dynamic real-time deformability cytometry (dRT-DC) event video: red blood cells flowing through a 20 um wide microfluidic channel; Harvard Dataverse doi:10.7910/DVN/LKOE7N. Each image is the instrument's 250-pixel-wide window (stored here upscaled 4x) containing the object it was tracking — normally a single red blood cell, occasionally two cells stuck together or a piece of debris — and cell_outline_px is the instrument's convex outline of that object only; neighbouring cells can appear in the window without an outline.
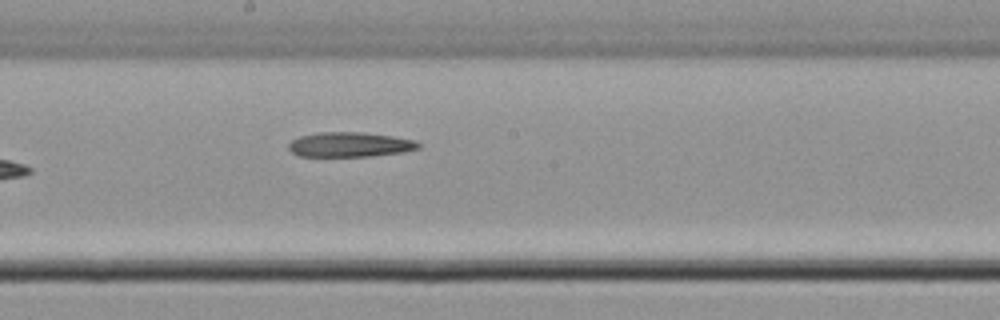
{"species": "common noctule bat (a hibernating species)", "species_latin": "Nyctalus noctula", "temperature_condition": "cold", "stored_images_in_passage": 8, "camera_frame_rate_fps": 3000, "um_per_image_px": 0.085, "animal": {"sex": "male", "body_mass_g": 21.5, "forearm_length_mm": 52.0}, "frame": {"image": 1, "passage_image": 8, "time_ms": 2.333, "image_size_px": [1000, 320], "cell_outline_px": [[424, 144], [420, 148], [404, 152], [372, 156], [296, 156], [288, 148], [288, 144], [292, 140], [300, 136], [320, 132], [360, 132], [392, 136], [416, 140]], "centroid_in_image_um": [29.78, 12.29], "position_along_channel_um": 218.4, "area_um2": 18.9}}